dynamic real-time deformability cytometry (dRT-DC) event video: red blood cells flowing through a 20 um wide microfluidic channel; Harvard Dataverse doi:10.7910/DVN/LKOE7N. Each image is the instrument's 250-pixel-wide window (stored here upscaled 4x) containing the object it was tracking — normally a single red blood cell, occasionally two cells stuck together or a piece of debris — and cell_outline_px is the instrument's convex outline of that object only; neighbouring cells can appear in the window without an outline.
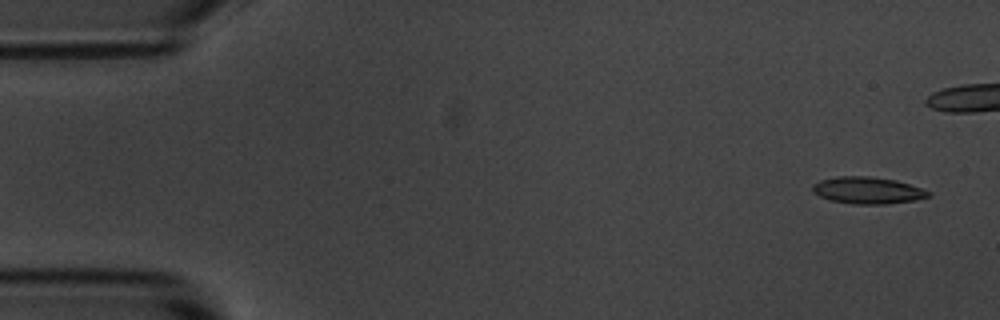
{"species": "common noctule bat (a hibernating species)", "species_latin": "Nyctalus noctula", "temperature_condition": "room temperature", "stored_images_in_passage": 4, "camera_frame_rate_fps": 3000, "um_per_image_px": 0.085, "animal": {"sex": "male", "body_mass_g": 20.1, "forearm_length_mm": 53.5}, "frame": {"image": 1, "passage_image": 1, "time_ms": 0.0, "image_size_px": [1000, 320], "cell_outline_px": [[932, 196], [916, 200], [884, 204], [852, 204], [828, 200], [812, 192], [812, 184], [820, 180], [836, 176], [872, 176], [896, 180], [932, 192]], "centroid_in_image_um": [73.73, 16.18], "position_along_channel_um": 11.3, "area_um2": 18.32}}